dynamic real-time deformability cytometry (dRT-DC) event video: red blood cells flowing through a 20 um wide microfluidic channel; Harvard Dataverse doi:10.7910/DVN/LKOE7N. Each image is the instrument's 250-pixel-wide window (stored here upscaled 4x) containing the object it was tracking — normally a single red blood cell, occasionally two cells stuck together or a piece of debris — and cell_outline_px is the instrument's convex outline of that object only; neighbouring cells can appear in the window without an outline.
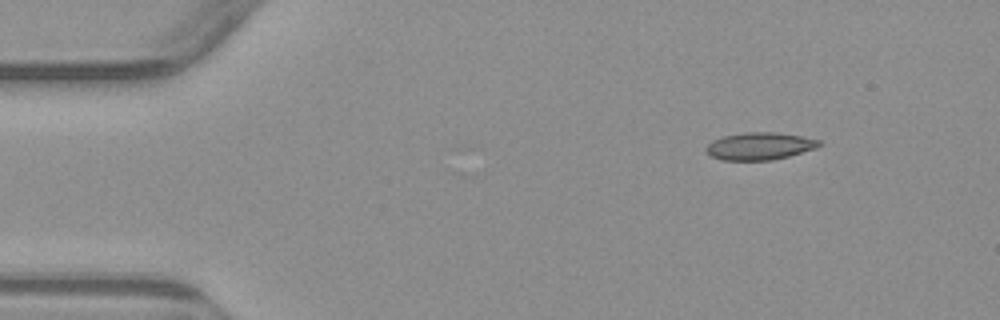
{"species": "common noctule bat (a hibernating species)", "species_latin": "Nyctalus noctula", "temperature_condition": "warm", "stored_images_in_passage": 5, "segment_of_instrument_passage": [2, 2], "camera_frame_rate_fps": 3000, "um_per_image_px": 0.085, "animal": {"sex": "male", "body_mass_g": 23.1, "forearm_length_mm": 52.7}, "frame": {"image": 1, "passage_image": 5, "time_ms": 6.0, "image_size_px": [1000, 320], "cell_outline_px": [[824, 144], [816, 148], [788, 156], [772, 160], [720, 160], [712, 156], [704, 148], [712, 140], [724, 136], [744, 132], [776, 132], [800, 136], [820, 140]], "centroid_in_image_um": [64.57, 12.41], "position_along_channel_um": 20.4, "area_um2": 18.03}}